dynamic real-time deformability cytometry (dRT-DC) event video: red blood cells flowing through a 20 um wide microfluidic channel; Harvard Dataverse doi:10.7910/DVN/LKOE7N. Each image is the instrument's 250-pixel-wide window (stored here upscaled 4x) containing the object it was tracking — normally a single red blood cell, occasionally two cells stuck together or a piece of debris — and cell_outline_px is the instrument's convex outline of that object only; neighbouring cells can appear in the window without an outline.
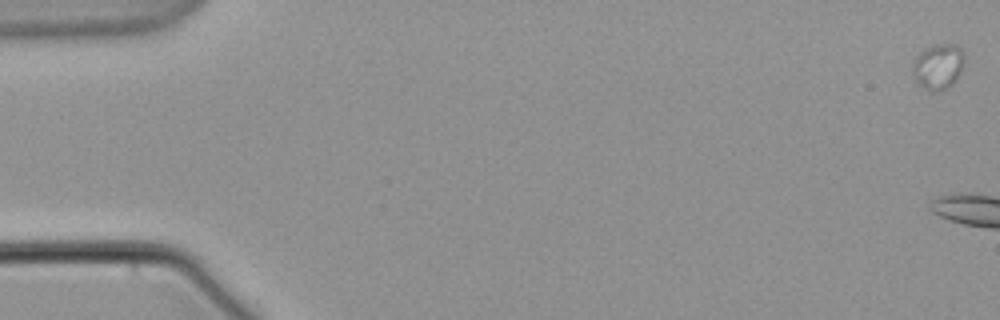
{"species": "common noctule bat (a hibernating species)", "species_latin": "Nyctalus noctula", "temperature_condition": "warm", "stored_images_in_passage": 4, "camera_frame_rate_fps": 3000, "um_per_image_px": 0.085, "animal": {"sex": "male", "body_mass_g": 21.5, "forearm_length_mm": 52.0}, "frame": {"image": 1, "passage_image": 1, "time_ms": 0.0, "image_size_px": [1000, 320], "cell_outline_px": [[964, 64], [956, 76], [944, 88], [932, 92], [924, 88], [916, 80], [912, 68], [916, 56], [920, 52], [936, 44], [956, 44], [960, 48], [964, 56]], "centroid_in_image_um": [79.73, 5.61], "position_along_channel_um": 5.3, "area_um2": 13.06}}